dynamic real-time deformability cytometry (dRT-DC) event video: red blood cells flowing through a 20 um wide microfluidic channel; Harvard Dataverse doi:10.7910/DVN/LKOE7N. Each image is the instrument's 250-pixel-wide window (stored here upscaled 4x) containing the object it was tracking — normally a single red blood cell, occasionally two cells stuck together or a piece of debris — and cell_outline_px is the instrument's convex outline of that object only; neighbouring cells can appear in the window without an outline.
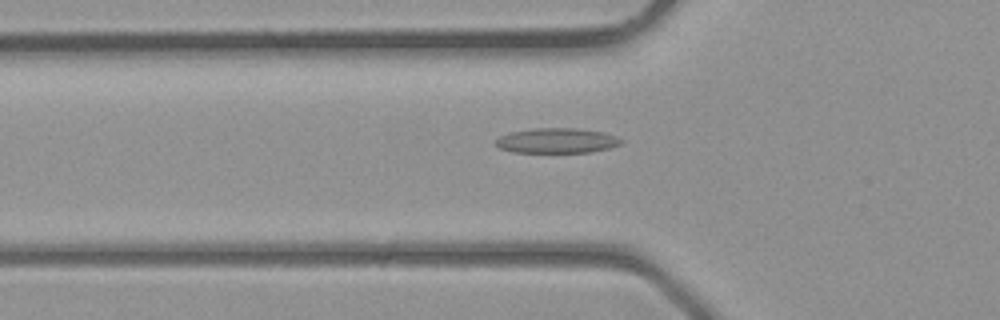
{"species": "common noctule bat (a hibernating species)", "species_latin": "Nyctalus noctula", "temperature_condition": "room temperature", "stored_images_in_passage": 32, "camera_frame_rate_fps": 3000, "um_per_image_px": 0.085, "animal": {"sex": "male", "body_mass_g": 23.1, "forearm_length_mm": 52.7}, "frame": {"image": 1, "passage_image": 7, "time_ms": 2.0, "image_size_px": [1000, 320], "cell_outline_px": [[624, 140], [620, 144], [608, 148], [592, 152], [512, 152], [500, 148], [496, 144], [496, 140], [500, 136], [512, 132], [532, 128], [576, 128], [604, 132], [616, 136]], "centroid_in_image_um": [47.35, 11.95], "position_along_channel_um": 78.4, "area_um2": 18.21}}
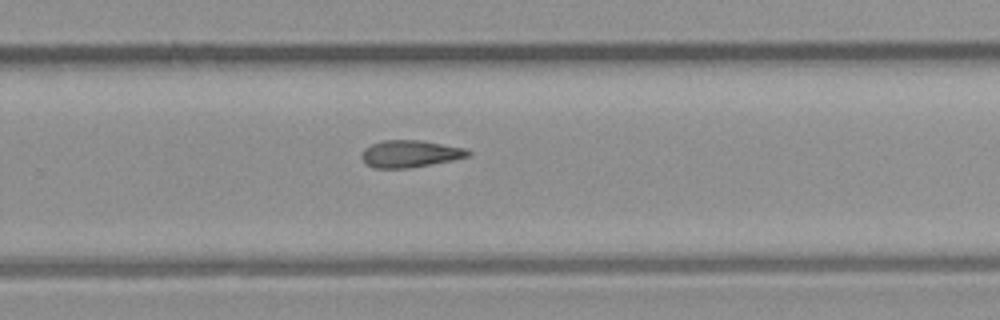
{"frame": {"image": 2, "passage_image": 19, "time_ms": 6.0, "image_size_px": [1000, 320], "cell_outline_px": [[472, 152], [468, 156], [452, 160], [408, 168], [376, 168], [364, 164], [360, 156], [364, 148], [372, 144], [384, 140], [420, 140], [468, 148]], "centroid_in_image_um": [34.84, 13.06], "position_along_channel_um": 295.0, "area_um2": 16.88}}
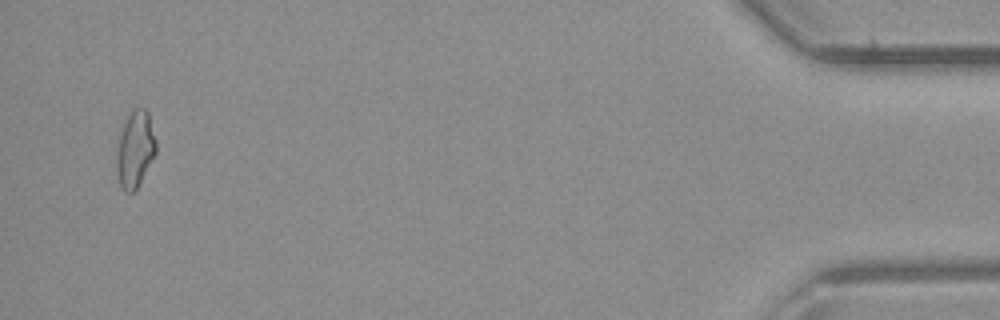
{"frame": {"image": 3, "passage_image": 31, "time_ms": 10.0, "image_size_px": [1000, 320], "cell_outline_px": [[156, 152], [136, 188], [132, 192], [124, 192], [120, 184], [116, 172], [116, 152], [120, 136], [124, 124], [132, 108], [144, 108], [148, 112], [156, 140]], "centroid_in_image_um": [11.47, 12.67], "position_along_channel_um": 423.7, "area_um2": 17.28}}